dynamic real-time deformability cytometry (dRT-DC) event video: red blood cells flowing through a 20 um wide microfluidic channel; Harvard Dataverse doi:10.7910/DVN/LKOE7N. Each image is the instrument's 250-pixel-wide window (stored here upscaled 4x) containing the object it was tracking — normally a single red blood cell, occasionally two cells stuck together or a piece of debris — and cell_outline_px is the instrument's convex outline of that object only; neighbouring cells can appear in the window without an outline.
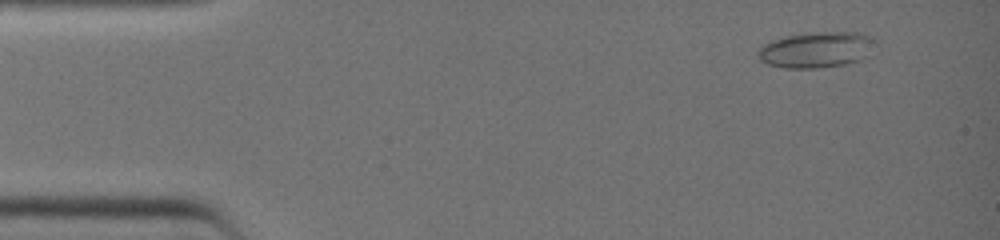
{"species": "common noctule bat (a hibernating species)", "species_latin": "Nyctalus noctula", "temperature_condition": "warm", "stored_images_in_passage": 4, "camera_frame_rate_fps": 3000, "um_per_image_px": 0.085, "animal": {"sex": "female", "body_mass_g": 19.0, "forearm_length_mm": 51.5}, "frame": {"image": 1, "passage_image": 1, "time_ms": 0.0, "image_size_px": [1000, 240], "cell_outline_px": [[872, 40], [860, 60], [844, 64], [816, 68], [784, 68], [768, 64], [760, 60], [756, 52], [764, 44], [772, 40], [784, 36], [808, 32], [860, 32], [868, 36]], "centroid_in_image_um": [69.25, 4.22], "position_along_channel_um": 15.8, "area_um2": 23.93}}